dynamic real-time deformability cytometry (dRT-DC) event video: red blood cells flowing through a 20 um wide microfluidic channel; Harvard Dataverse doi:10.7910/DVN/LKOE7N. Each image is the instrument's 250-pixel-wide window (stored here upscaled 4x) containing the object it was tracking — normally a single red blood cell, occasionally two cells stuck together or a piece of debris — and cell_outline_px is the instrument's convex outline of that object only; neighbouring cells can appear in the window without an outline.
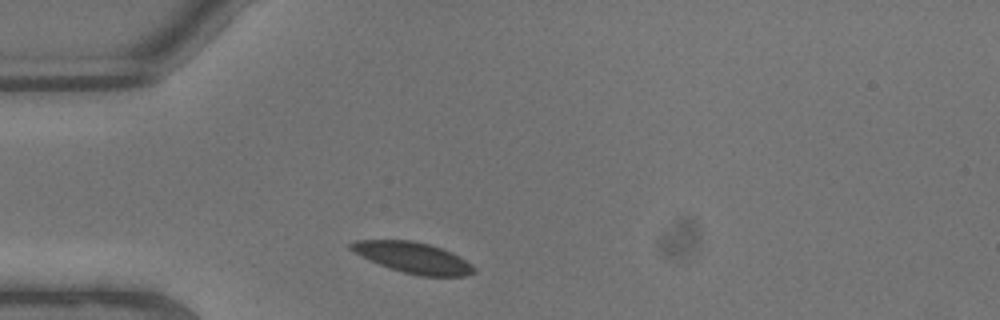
{"species": "common noctule bat (a hibernating species)", "species_latin": "Nyctalus noctula", "temperature_condition": "warm", "stored_images_in_passage": 3, "camera_frame_rate_fps": 3000, "um_per_image_px": 0.085, "animal": {"sex": "male", "body_mass_g": 13.3}, "frame": {"image": 1, "passage_image": 1, "time_ms": 0.0, "image_size_px": [1000, 320], "cell_outline_px": [[476, 272], [464, 276], [420, 276], [404, 272], [368, 260], [352, 252], [348, 248], [348, 244], [356, 240], [412, 240], [428, 244], [452, 252], [472, 264], [476, 268]], "centroid_in_image_um": [35.09, 21.89], "position_along_channel_um": 49.9, "area_um2": 22.14}}
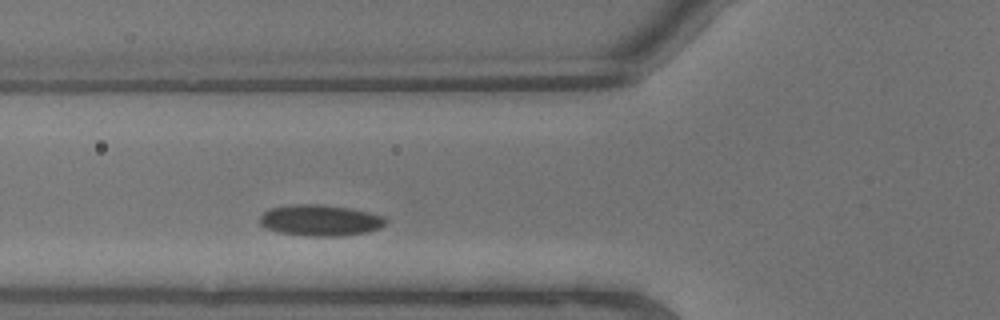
{"frame": {"image": 2, "passage_image": 3, "time_ms": 0.667, "image_size_px": [1000, 320], "cell_outline_px": [[388, 220], [380, 228], [368, 232], [340, 236], [304, 236], [280, 232], [264, 228], [260, 224], [260, 216], [264, 212], [272, 208], [288, 204], [320, 204], [348, 208], [368, 212], [380, 216]], "centroid_in_image_um": [27.18, 18.73], "position_along_channel_um": 98.6, "area_um2": 22.83}}